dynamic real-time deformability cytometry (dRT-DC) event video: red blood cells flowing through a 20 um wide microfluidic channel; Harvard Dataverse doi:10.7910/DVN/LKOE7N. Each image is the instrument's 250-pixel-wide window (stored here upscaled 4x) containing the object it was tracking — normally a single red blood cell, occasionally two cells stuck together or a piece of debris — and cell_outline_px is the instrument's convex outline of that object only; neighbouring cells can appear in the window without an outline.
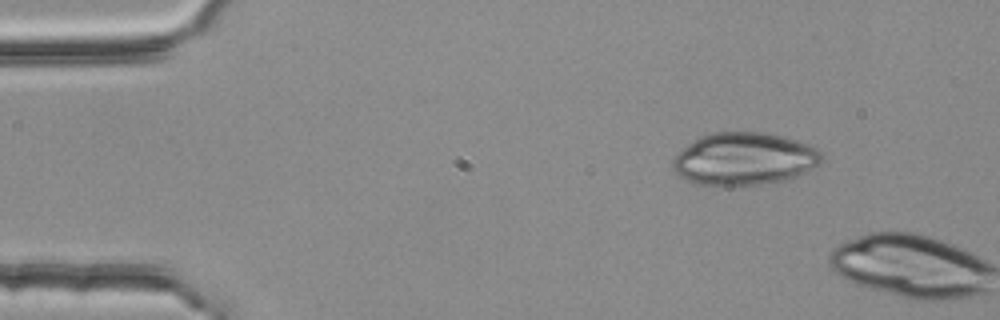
{"species": "common noctule bat (a hibernating species)", "species_latin": "Nyctalus noctula", "temperature_condition": "room temperature", "stored_images_in_passage": 2, "camera_frame_rate_fps": 3000, "um_per_image_px": 0.085, "animal": {"sex": "female", "body_mass_g": 25.1}, "frame": {"image": 1, "passage_image": 1, "time_ms": 0.0, "image_size_px": [1000, 320], "cell_outline_px": [[824, 160], [812, 168], [796, 176], [780, 180], [760, 184], [700, 184], [688, 180], [680, 176], [672, 168], [672, 160], [688, 144], [700, 136], [712, 132], [760, 132], [780, 136], [796, 140], [808, 144], [816, 148], [824, 156]], "centroid_in_image_um": [63.26, 13.48], "position_along_channel_um": 21.7, "area_um2": 44.8}}